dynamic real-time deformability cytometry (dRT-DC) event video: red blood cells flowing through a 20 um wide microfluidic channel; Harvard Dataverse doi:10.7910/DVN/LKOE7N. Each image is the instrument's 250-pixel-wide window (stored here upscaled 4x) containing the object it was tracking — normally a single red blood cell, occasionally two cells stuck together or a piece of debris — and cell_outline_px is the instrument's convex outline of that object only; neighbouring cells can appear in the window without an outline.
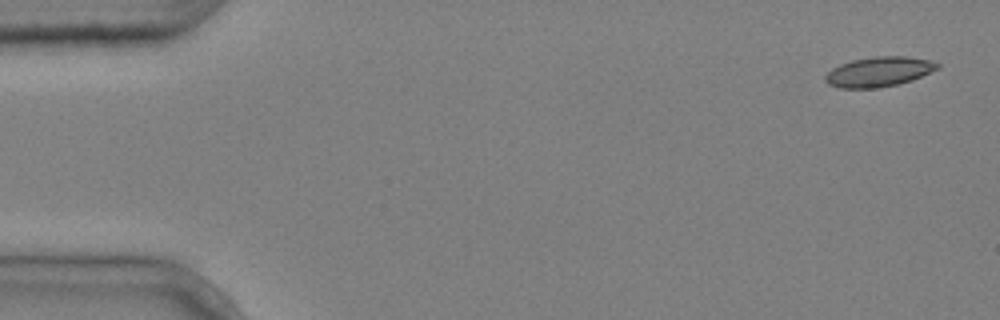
{"species": "common noctule bat (a hibernating species)", "species_latin": "Nyctalus noctula", "temperature_condition": "cold", "stored_images_in_passage": 5, "camera_frame_rate_fps": 3000, "um_per_image_px": 0.085, "animal": {"sex": "male", "body_mass_g": 20.4}, "frame": {"image": 1, "passage_image": 1, "time_ms": 0.0, "image_size_px": [1000, 320], "cell_outline_px": [[940, 68], [912, 80], [896, 84], [876, 88], [840, 88], [828, 84], [824, 80], [824, 76], [832, 68], [840, 64], [852, 60], [876, 56], [908, 56], [928, 60], [940, 64]], "centroid_in_image_um": [74.69, 6.09], "position_along_channel_um": 10.3, "area_um2": 19.48}}
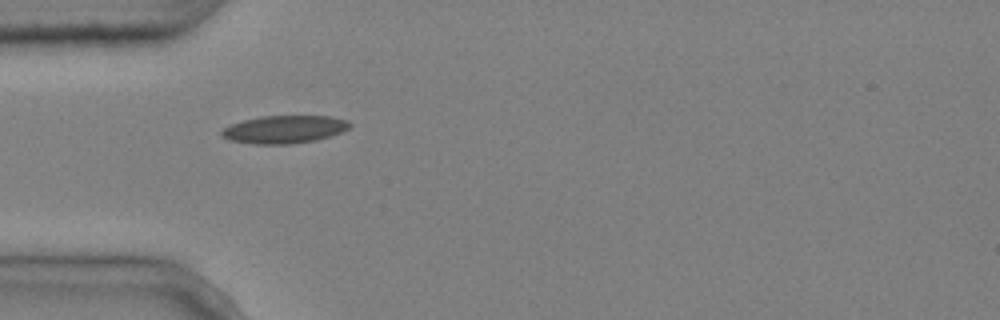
{"frame": {"image": 2, "passage_image": 4, "time_ms": 1.0, "image_size_px": [1000, 320], "cell_outline_px": [[352, 124], [348, 128], [340, 132], [316, 140], [288, 144], [256, 144], [228, 140], [220, 136], [220, 132], [224, 128], [232, 124], [244, 120], [260, 116], [328, 116], [348, 120]], "centroid_in_image_um": [24.14, 10.99], "position_along_channel_um": 60.9, "area_um2": 20.63}}